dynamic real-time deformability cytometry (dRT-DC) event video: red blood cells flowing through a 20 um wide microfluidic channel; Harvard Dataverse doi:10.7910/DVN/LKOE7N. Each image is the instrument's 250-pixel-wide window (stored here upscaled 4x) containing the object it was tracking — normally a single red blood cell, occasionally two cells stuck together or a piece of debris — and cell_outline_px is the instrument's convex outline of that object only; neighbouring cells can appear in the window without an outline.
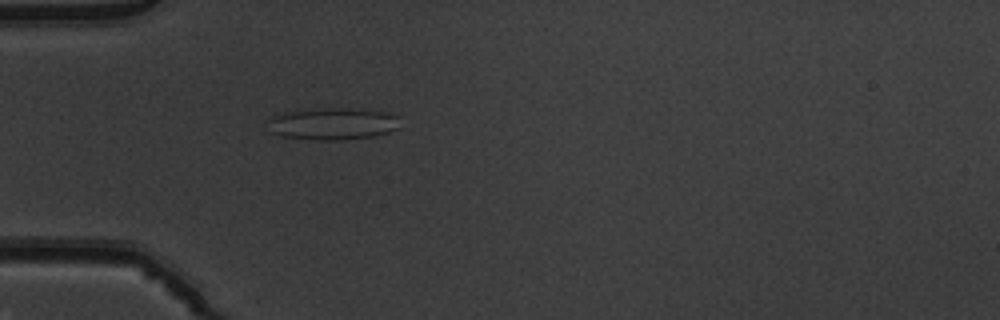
{"species": "common noctule bat (a hibernating species)", "species_latin": "Nyctalus noctula", "temperature_condition": "warm", "stored_images_in_passage": 38, "camera_frame_rate_fps": 3000, "um_per_image_px": 0.085, "animal": {"sex": "male", "body_mass_g": 19.5, "forearm_length_mm": 54.6}, "frame": {"image": 1, "passage_image": 2, "time_ms": 0.333, "image_size_px": [1000, 320], "cell_outline_px": [[400, 128], [388, 132], [372, 136], [340, 140], [316, 140], [284, 136], [272, 132], [264, 120], [268, 116], [284, 112], [324, 108], [344, 108], [384, 112], [400, 116]], "centroid_in_image_um": [28.26, 10.51], "position_along_channel_um": 56.7, "area_um2": 24.8}}
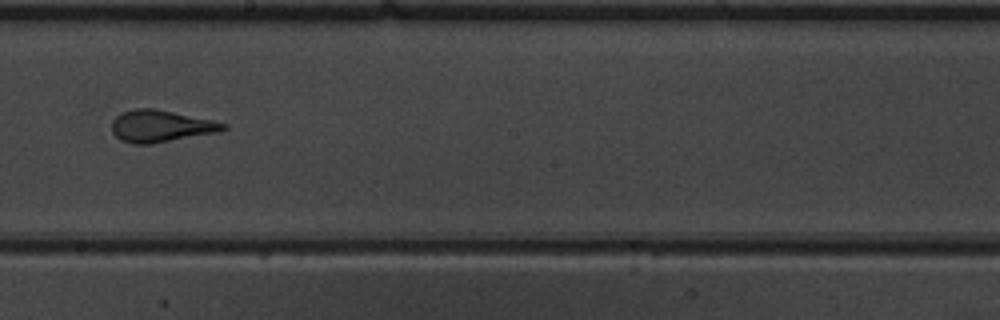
{"frame": {"image": 2, "passage_image": 16, "time_ms": 5.0, "image_size_px": [1000, 320], "cell_outline_px": [[228, 128], [216, 132], [152, 144], [132, 144], [120, 140], [112, 132], [112, 120], [116, 116], [124, 112], [136, 108], [156, 108], [212, 120], [228, 124]], "centroid_in_image_um": [13.65, 10.72], "position_along_channel_um": 234.6, "area_um2": 20.69}}
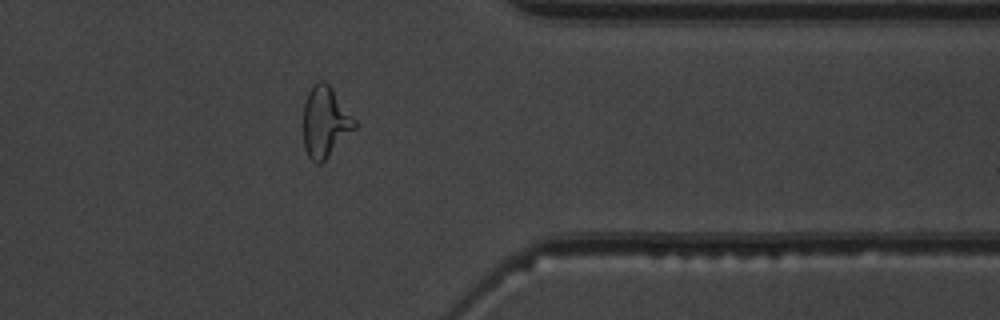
{"frame": {"image": 3, "passage_image": 28, "time_ms": 9.0, "image_size_px": [1000, 320], "cell_outline_px": [[356, 128], [320, 164], [316, 164], [308, 156], [304, 148], [304, 104], [308, 92], [312, 84], [320, 80], [324, 80], [332, 88], [356, 120]], "centroid_in_image_um": [27.63, 10.35], "position_along_channel_um": 383.8, "area_um2": 21.04}, "authors_computed_cell_mechanics": {"area_um2": 20.4901, "velocity_mm_per_s": 3.9589, "shape_relaxation_time_tau1_ms": 6.2074, "shape_relaxation_time_tau2_ms": 1.0666, "deformation_change_tau1": 0.2288, "deformation_change_tau2": 0.117}}